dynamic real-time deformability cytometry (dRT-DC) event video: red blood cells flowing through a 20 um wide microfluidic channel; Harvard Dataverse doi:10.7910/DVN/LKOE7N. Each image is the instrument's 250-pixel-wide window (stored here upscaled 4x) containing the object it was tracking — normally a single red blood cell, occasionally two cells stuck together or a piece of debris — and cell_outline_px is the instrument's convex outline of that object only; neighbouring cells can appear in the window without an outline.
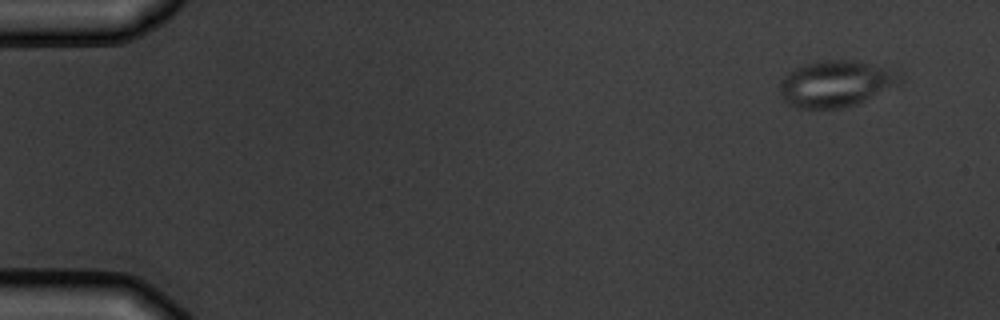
{"species": "common noctule bat (a hibernating species)", "species_latin": "Nyctalus noctula", "temperature_condition": "warm", "stored_images_in_passage": 6, "camera_frame_rate_fps": 3000, "um_per_image_px": 0.085, "animal": {"sex": "male", "body_mass_g": 19.5, "forearm_length_mm": 54.6}, "frame": {"image": 1, "passage_image": 1, "time_ms": 0.0, "image_size_px": [1000, 320], "cell_outline_px": [[904, 80], [900, 84], [856, 104], [844, 108], [796, 108], [788, 104], [784, 100], [780, 92], [780, 84], [784, 76], [792, 68], [816, 60], [852, 60], [900, 68], [904, 72]], "centroid_in_image_um": [71.14, 7.08], "position_along_channel_um": 13.9, "area_um2": 33.35}}